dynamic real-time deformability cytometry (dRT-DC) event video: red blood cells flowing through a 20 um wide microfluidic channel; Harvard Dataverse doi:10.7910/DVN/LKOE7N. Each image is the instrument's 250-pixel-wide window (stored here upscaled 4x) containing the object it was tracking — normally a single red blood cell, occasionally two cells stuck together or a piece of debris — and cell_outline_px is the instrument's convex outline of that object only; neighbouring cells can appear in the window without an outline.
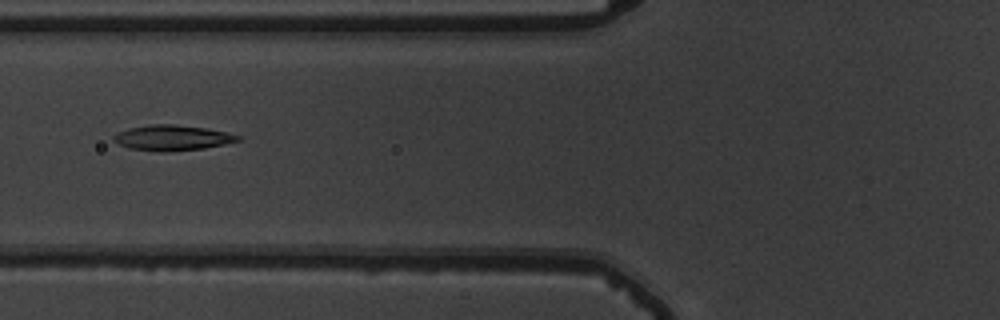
{"species": "common noctule bat (a hibernating species)", "species_latin": "Nyctalus noctula", "temperature_condition": "warm", "stored_images_in_passage": 38, "camera_frame_rate_fps": 3000, "um_per_image_px": 0.085, "animal": {"sex": "male", "body_mass_g": 19.5, "forearm_length_mm": 54.6}, "frame": {"image": 1, "passage_image": 6, "time_ms": 1.667, "image_size_px": [1000, 320], "cell_outline_px": [[240, 140], [224, 144], [204, 148], [160, 152], [128, 148], [112, 140], [112, 136], [128, 128], [152, 124], [172, 124], [204, 128], [224, 132], [240, 136]], "centroid_in_image_um": [14.59, 11.71], "position_along_channel_um": 111.2, "area_um2": 18.09}}
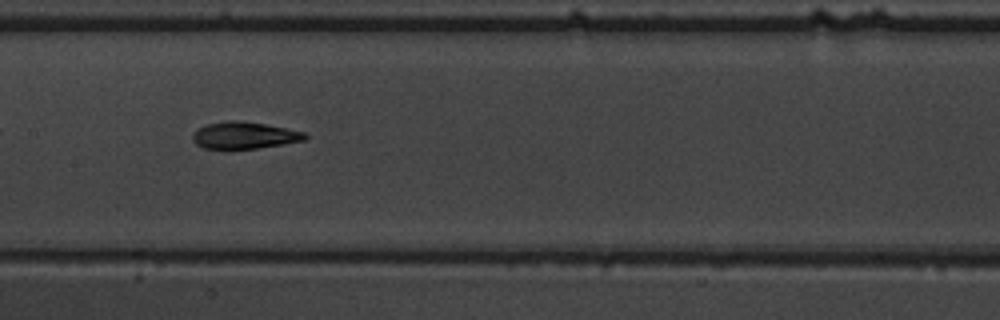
{"frame": {"image": 2, "passage_image": 12, "time_ms": 3.667, "image_size_px": [1000, 320], "cell_outline_px": [[308, 136], [304, 140], [256, 148], [204, 148], [196, 144], [192, 140], [192, 136], [196, 128], [208, 124], [228, 120], [240, 120], [264, 124], [304, 132]], "centroid_in_image_um": [20.71, 11.49], "position_along_channel_um": 186.7, "area_um2": 17.28}}
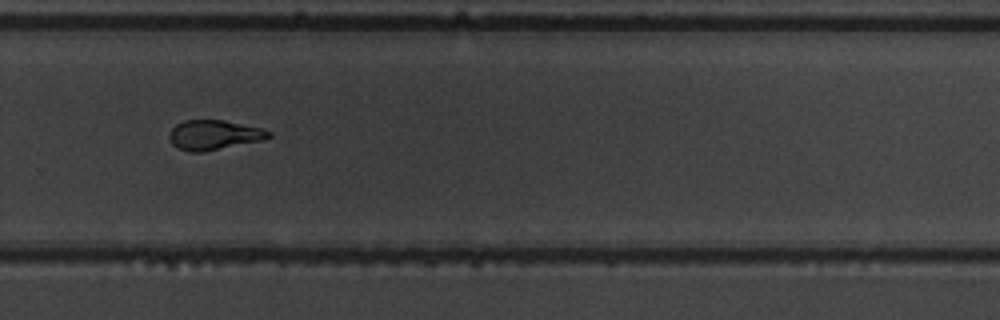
{"frame": {"image": 3, "passage_image": 22, "time_ms": 7.0, "image_size_px": [1000, 320], "cell_outline_px": [[272, 136], [260, 140], [200, 152], [192, 152], [176, 148], [172, 144], [168, 136], [172, 128], [176, 124], [184, 120], [224, 120], [260, 128], [272, 132]], "centroid_in_image_um": [18.13, 11.46], "position_along_channel_um": 311.7, "area_um2": 16.94}, "authors_computed_cell_mechanics": {"area_um2": 17.3978, "velocity_mm_per_s": 3.7681, "shape_relaxation_time_tau1_ms": 3.7444, "shape_relaxation_time_tau2_ms": 2.6805, "deformation_change_tau1": 0.1963, "deformation_change_tau2": 0.1167}}